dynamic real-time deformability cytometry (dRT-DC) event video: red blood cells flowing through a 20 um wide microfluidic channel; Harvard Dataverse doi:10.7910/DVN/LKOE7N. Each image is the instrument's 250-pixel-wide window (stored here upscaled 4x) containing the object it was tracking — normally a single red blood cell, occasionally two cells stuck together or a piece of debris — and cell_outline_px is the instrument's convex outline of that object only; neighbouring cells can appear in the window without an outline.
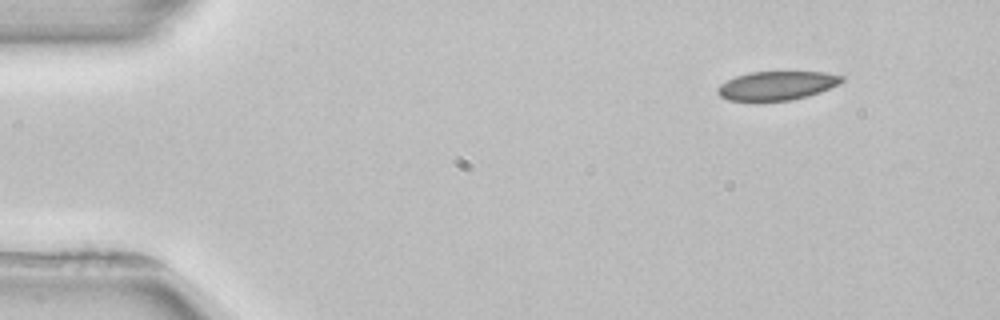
{"species": "common noctule bat (a hibernating species)", "species_latin": "Nyctalus noctula", "temperature_condition": "room temperature", "stored_images_in_passage": 4, "segment_of_instrument_passage": [2, 2], "camera_frame_rate_fps": 3000, "um_per_image_px": 0.085, "animal": {"sex": "female", "body_mass_g": 22.7, "forearm_length_mm": 54.2}, "frame": {"image": 1, "passage_image": 4, "time_ms": 5.0, "image_size_px": [1000, 320], "cell_outline_px": [[844, 80], [840, 84], [820, 92], [808, 96], [792, 100], [728, 100], [720, 96], [716, 92], [716, 88], [720, 84], [736, 76], [748, 72], [824, 72], [844, 76]], "centroid_in_image_um": [66.05, 7.27], "position_along_channel_um": 19.0, "area_um2": 20.81}}